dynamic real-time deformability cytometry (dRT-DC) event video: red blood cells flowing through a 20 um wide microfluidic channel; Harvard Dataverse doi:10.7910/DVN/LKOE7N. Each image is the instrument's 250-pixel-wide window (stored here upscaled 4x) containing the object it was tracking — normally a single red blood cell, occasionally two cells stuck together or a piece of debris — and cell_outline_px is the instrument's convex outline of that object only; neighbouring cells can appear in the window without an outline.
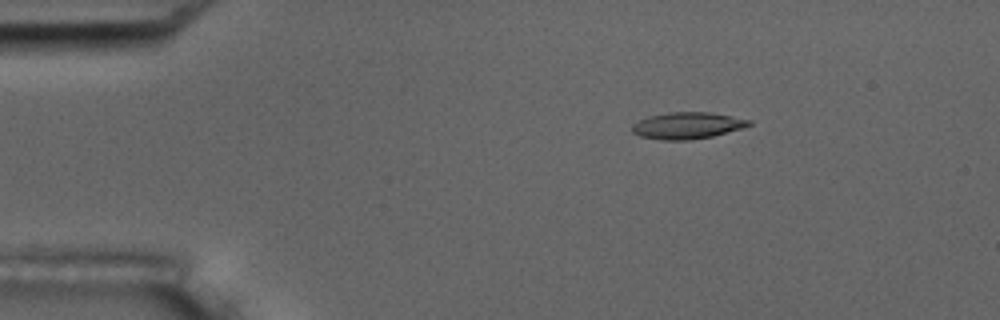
{"species": "common noctule bat (a hibernating species)", "species_latin": "Nyctalus noctula", "temperature_condition": "room temperature", "stored_images_in_passage": 50, "camera_frame_rate_fps": 3000, "um_per_image_px": 0.085, "animal": {"sex": "male", "body_mass_g": 17.5, "forearm_length_mm": 52.3}, "frame": {"image": 1, "passage_image": 4, "time_ms": 1.0, "image_size_px": [1000, 320], "cell_outline_px": [[752, 124], [744, 128], [712, 136], [688, 140], [664, 140], [640, 136], [632, 132], [632, 124], [648, 116], [668, 112], [708, 112], [752, 120]], "centroid_in_image_um": [58.43, 10.67], "position_along_channel_um": 26.6, "area_um2": 18.09}}
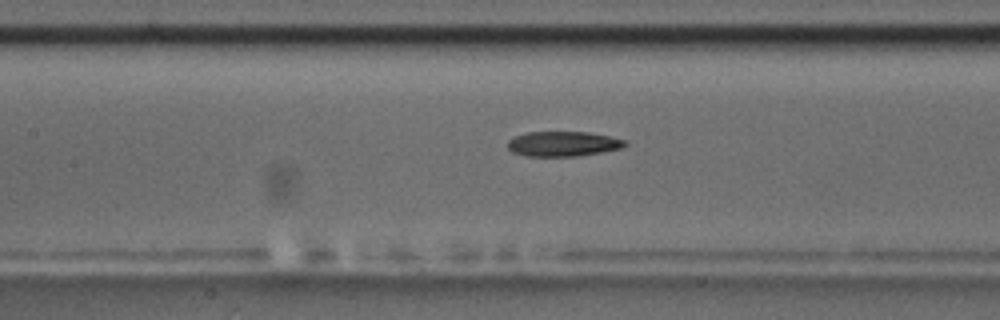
{"frame": {"image": 2, "passage_image": 20, "time_ms": 6.333, "image_size_px": [1000, 320], "cell_outline_px": [[628, 144], [620, 148], [600, 152], [576, 156], [524, 156], [512, 152], [508, 148], [508, 140], [516, 136], [528, 132], [588, 132], [628, 140]], "centroid_in_image_um": [47.85, 12.22], "position_along_channel_um": 159.5, "area_um2": 16.99}}
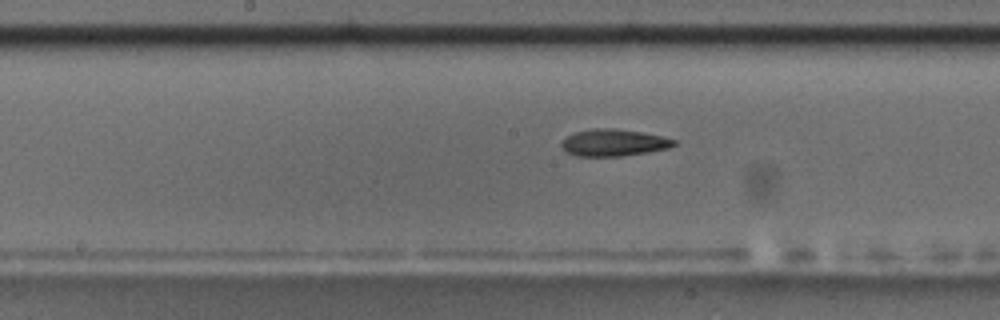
{"frame": {"image": 3, "passage_image": 23, "time_ms": 7.333, "image_size_px": [1000, 320], "cell_outline_px": [[676, 144], [668, 148], [648, 152], [624, 156], [576, 156], [568, 152], [560, 144], [568, 136], [576, 132], [592, 128], [612, 128], [640, 132], [660, 136], [676, 140]], "centroid_in_image_um": [52.17, 12.13], "position_along_channel_um": 196.0, "area_um2": 17.4}, "authors_computed_cell_mechanics": {"area_um2": 17.8024, "velocity_mm_per_s": 3.678, "shape_relaxation_time_tau1_ms": 8.3999, "shape_relaxation_time_tau2_ms": 5.9032, "deformation_change_tau1": 0.2227, "deformation_change_tau2": 0.1626}}